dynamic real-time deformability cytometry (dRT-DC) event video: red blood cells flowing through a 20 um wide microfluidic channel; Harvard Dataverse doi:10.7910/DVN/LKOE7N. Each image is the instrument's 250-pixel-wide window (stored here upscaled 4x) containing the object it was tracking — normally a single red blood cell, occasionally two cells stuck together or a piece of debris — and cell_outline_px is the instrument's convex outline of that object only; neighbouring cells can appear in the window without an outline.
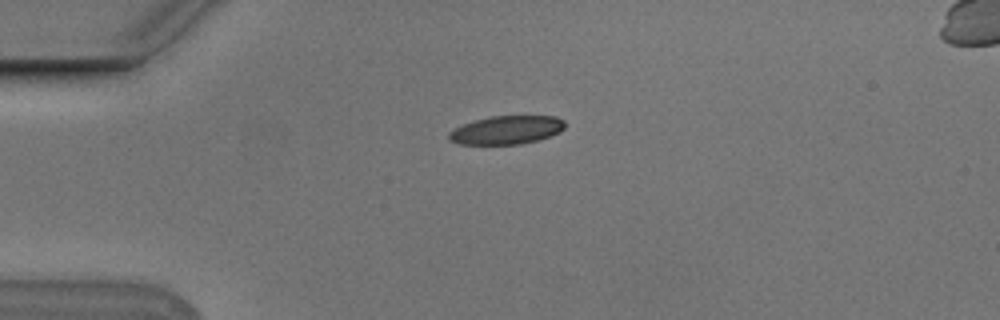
{"species": "Egyptian fruit bat (a non-hibernating species)", "species_latin": "Rousettus aegyptiacus", "temperature_condition": "cold", "stored_images_in_passage": 42, "camera_frame_rate_fps": 3000, "um_per_image_px": 0.085, "animal": {"sex": "male"}, "frame": {"image": 1, "passage_image": 1, "time_ms": 0.0, "image_size_px": [1000, 320], "cell_outline_px": [[564, 128], [560, 132], [536, 140], [520, 144], [460, 144], [448, 140], [448, 132], [452, 128], [488, 116], [556, 116], [564, 120]], "centroid_in_image_um": [43.02, 11.04], "position_along_channel_um": 42.0, "area_um2": 19.19}}
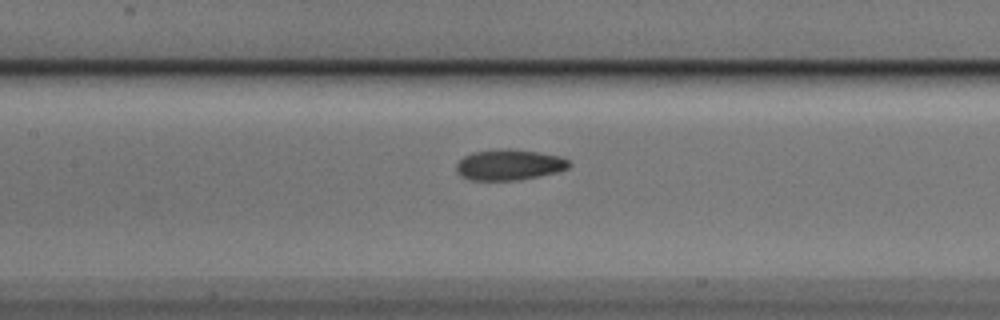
{"frame": {"image": 2, "passage_image": 13, "time_ms": 4.0, "image_size_px": [1000, 320], "cell_outline_px": [[572, 164], [568, 168], [556, 172], [516, 180], [472, 180], [460, 176], [456, 172], [456, 164], [464, 156], [472, 152], [496, 148], [508, 148], [536, 152], [560, 156], [568, 160]], "centroid_in_image_um": [43.24, 13.99], "position_along_channel_um": 164.2, "area_um2": 20.23}}
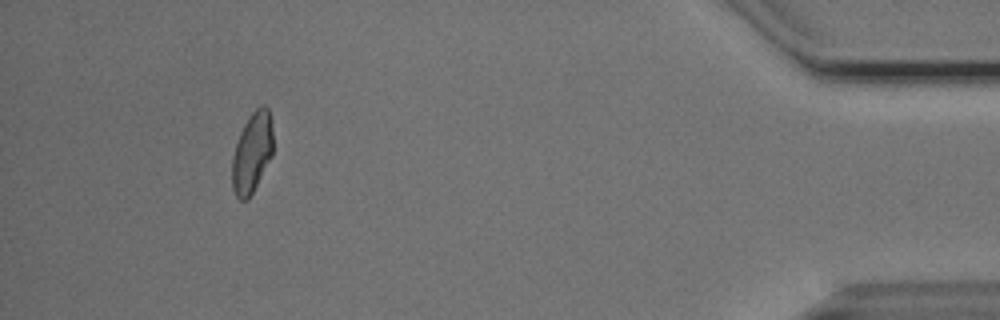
{"frame": {"image": 3, "passage_image": 38, "time_ms": 12.333, "image_size_px": [1000, 320], "cell_outline_px": [[272, 156], [248, 200], [240, 200], [236, 196], [232, 188], [232, 156], [240, 132], [248, 116], [260, 104], [264, 104], [268, 108], [272, 124]], "centroid_in_image_um": [21.42, 12.95], "position_along_channel_um": 413.8, "area_um2": 19.25}, "authors_computed_cell_mechanics": {"area_um2": 19.8254, "velocity_mm_per_s": 3.7542, "shape_relaxation_time_tau1_ms": 3.723, "shape_relaxation_time_tau2_ms": 2.6424, "deformation_change_tau1": 0.1394, "deformation_change_tau2": 0.058}}